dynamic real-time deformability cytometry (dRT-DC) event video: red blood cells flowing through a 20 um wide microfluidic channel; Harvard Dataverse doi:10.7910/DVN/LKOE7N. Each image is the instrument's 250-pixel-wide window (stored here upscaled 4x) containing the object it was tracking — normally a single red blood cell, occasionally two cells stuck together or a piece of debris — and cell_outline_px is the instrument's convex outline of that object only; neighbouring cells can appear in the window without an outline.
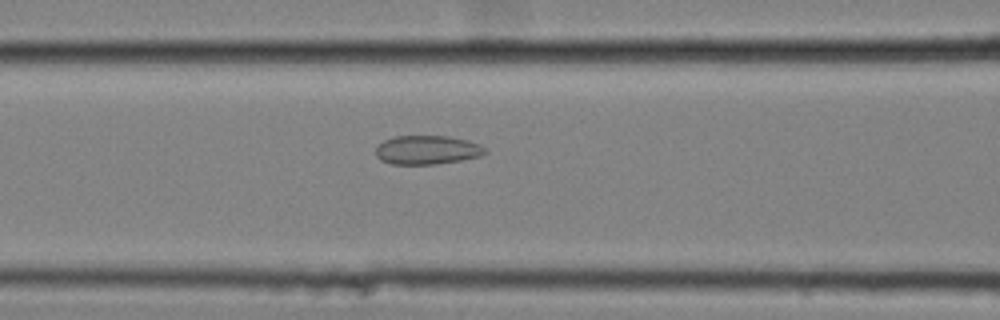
{"species": "common noctule bat (a hibernating species)", "species_latin": "Nyctalus noctula", "temperature_condition": "cold", "stored_images_in_passage": 42, "camera_frame_rate_fps": 3000, "um_per_image_px": 0.085, "animal": {"sex": "female", "body_mass_g": 25.1}, "frame": {"image": 1, "passage_image": 9, "time_ms": 2.667, "image_size_px": [1000, 320], "cell_outline_px": [[488, 152], [480, 156], [460, 160], [436, 164], [392, 164], [380, 160], [376, 156], [376, 148], [384, 140], [396, 136], [448, 136], [468, 140], [480, 144], [488, 148]], "centroid_in_image_um": [36.34, 12.74], "position_along_channel_um": 130.3, "area_um2": 18.5}}
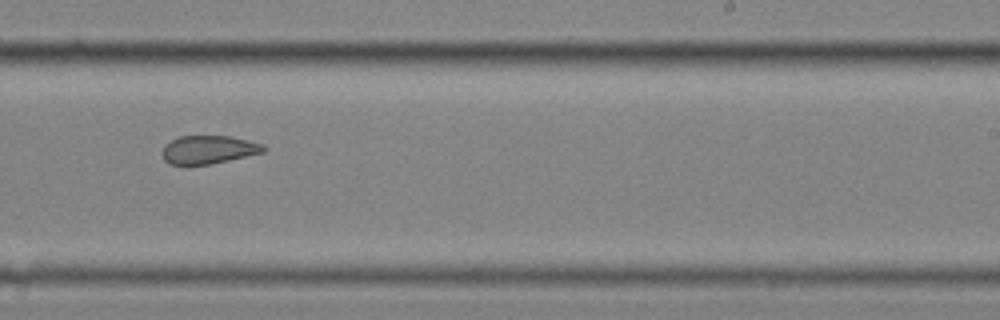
{"frame": {"image": 2, "passage_image": 21, "time_ms": 6.667, "image_size_px": [1000, 320], "cell_outline_px": [[268, 148], [264, 152], [212, 164], [168, 164], [164, 160], [160, 152], [164, 144], [180, 136], [228, 136], [248, 140], [264, 144]], "centroid_in_image_um": [17.72, 12.72], "position_along_channel_um": 271.3, "area_um2": 16.82}}
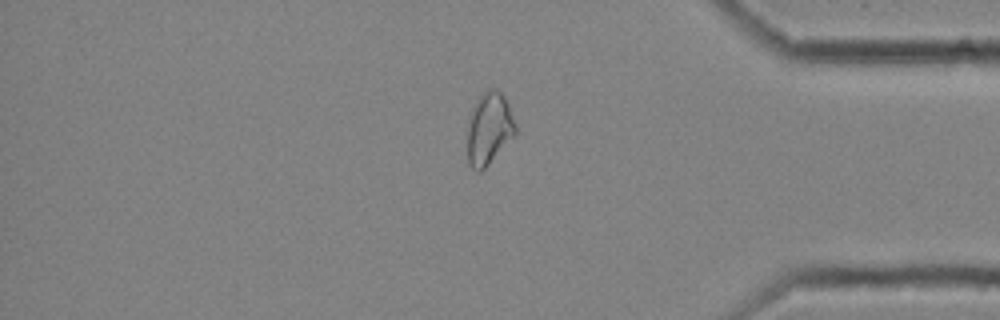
{"frame": {"image": 3, "passage_image": 33, "time_ms": 10.667, "image_size_px": [1000, 320], "cell_outline_px": [[516, 132], [488, 164], [480, 172], [476, 172], [468, 164], [468, 124], [472, 104], [484, 92], [492, 88], [496, 88], [504, 96], [508, 104], [516, 124]], "centroid_in_image_um": [41.55, 10.91], "position_along_channel_um": 393.7, "area_um2": 20.0}, "authors_computed_cell_mechanics": {"area_um2": 18.6405, "velocity_mm_per_s": 3.5302, "shape_relaxation_time_tau1_ms": null, "shape_relaxation_time_tau2_ms": 2.062, "deformation_change_tau1": null, "deformation_change_tau2": 0.0725}}